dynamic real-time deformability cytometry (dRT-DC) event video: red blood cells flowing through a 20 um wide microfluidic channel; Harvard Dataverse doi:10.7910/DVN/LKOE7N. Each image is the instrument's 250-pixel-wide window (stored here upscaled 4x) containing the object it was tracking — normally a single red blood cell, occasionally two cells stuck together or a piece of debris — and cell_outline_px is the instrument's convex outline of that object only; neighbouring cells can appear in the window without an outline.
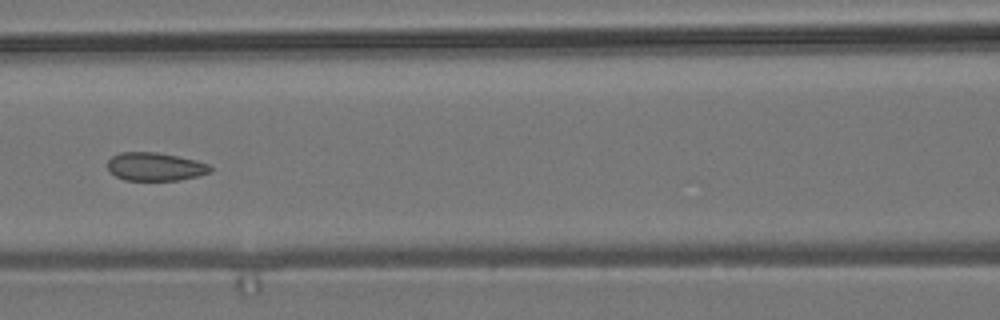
{"species": "common noctule bat (a hibernating species)", "species_latin": "Nyctalus noctula", "temperature_condition": "room temperature", "stored_images_in_passage": 9, "camera_frame_rate_fps": 3000, "um_per_image_px": 0.085, "animal": {"sex": "male", "body_mass_g": 19.2, "forearm_length_mm": 51.8}, "frame": {"image": 1, "passage_image": 6, "time_ms": 6.667, "image_size_px": [1000, 320], "cell_outline_px": [[212, 172], [200, 176], [180, 180], [124, 180], [116, 176], [108, 168], [108, 160], [112, 156], [120, 152], [156, 152], [196, 160], [208, 164], [212, 168]], "centroid_in_image_um": [13.22, 14.17], "position_along_channel_um": 153.4, "area_um2": 16.94}}
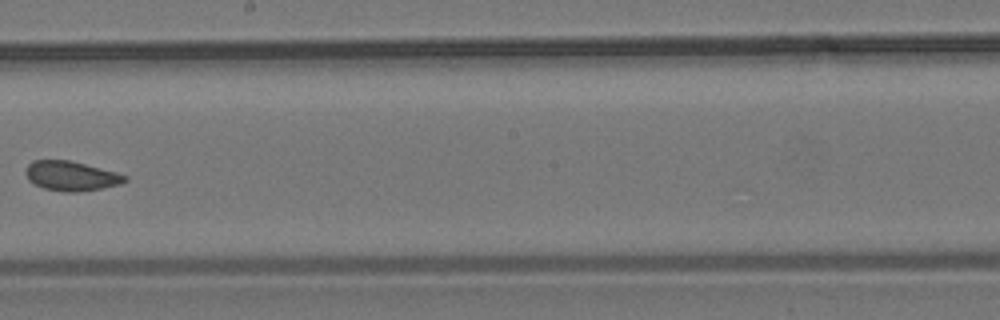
{"frame": {"image": 2, "passage_image": 8, "time_ms": 9.0, "image_size_px": [1000, 320], "cell_outline_px": [[128, 180], [120, 184], [104, 188], [76, 192], [64, 192], [44, 188], [28, 180], [24, 172], [28, 164], [32, 160], [68, 160], [116, 172], [128, 176]], "centroid_in_image_um": [6.04, 14.96], "position_along_channel_um": 242.2, "area_um2": 17.11}}
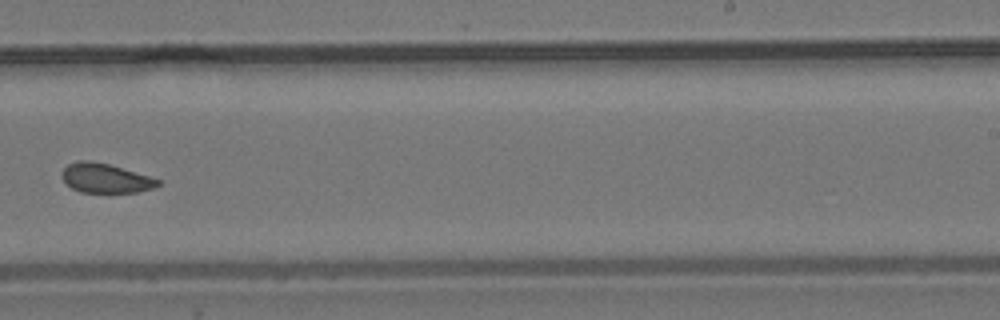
{"frame": {"image": 3, "passage_image": 9, "time_ms": 10.0, "image_size_px": [1000, 320], "cell_outline_px": [[160, 184], [152, 188], [136, 192], [80, 192], [72, 188], [64, 180], [64, 168], [68, 164], [80, 160], [92, 160], [108, 164], [148, 176], [160, 180]], "centroid_in_image_um": [8.96, 15.14], "position_along_channel_um": 280.0, "area_um2": 16.01}}